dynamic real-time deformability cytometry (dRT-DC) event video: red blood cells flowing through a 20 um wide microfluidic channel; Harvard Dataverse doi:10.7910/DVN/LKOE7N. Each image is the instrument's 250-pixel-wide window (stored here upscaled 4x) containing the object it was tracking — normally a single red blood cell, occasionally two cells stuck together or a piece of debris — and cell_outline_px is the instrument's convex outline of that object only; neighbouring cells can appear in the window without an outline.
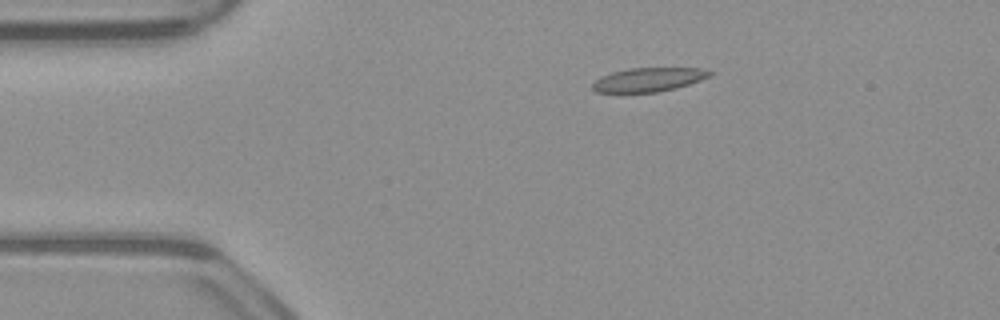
{"species": "common noctule bat (a hibernating species)", "species_latin": "Nyctalus noctula", "temperature_condition": "warm", "stored_images_in_passage": 53, "camera_frame_rate_fps": 3000, "um_per_image_px": 0.085, "animal": {"sex": "male", "body_mass_g": 23.1, "forearm_length_mm": 52.7}, "frame": {"image": 1, "passage_image": 10, "time_ms": 3.0, "image_size_px": [1000, 320], "cell_outline_px": [[712, 76], [676, 88], [656, 92], [620, 96], [596, 92], [592, 88], [592, 84], [600, 76], [612, 72], [628, 68], [700, 68], [712, 72]], "centroid_in_image_um": [55.01, 6.82], "position_along_channel_um": 30.0, "area_um2": 17.11}}
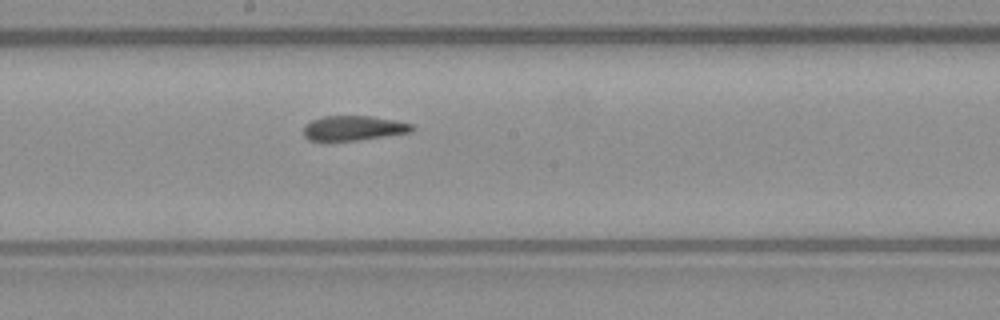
{"frame": {"image": 2, "passage_image": 28, "time_ms": 9.0, "image_size_px": [1000, 320], "cell_outline_px": [[412, 132], [356, 140], [308, 140], [304, 136], [304, 124], [312, 120], [324, 116], [372, 116], [412, 124]], "centroid_in_image_um": [30.01, 10.88], "position_along_channel_um": 218.2, "area_um2": 15.37}}
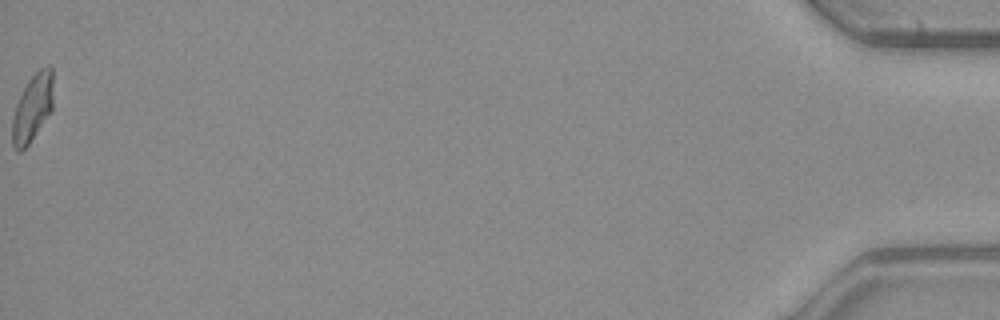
{"frame": {"image": 3, "passage_image": 53, "time_ms": 17.333, "image_size_px": [1000, 320], "cell_outline_px": [[52, 108], [28, 144], [20, 152], [16, 152], [12, 144], [12, 116], [16, 104], [28, 80], [40, 68], [48, 64], [52, 68]], "centroid_in_image_um": [2.73, 9.15], "position_along_channel_um": 432.5, "area_um2": 15.78}, "authors_computed_cell_mechanics": {"area_um2": 16.473, "velocity_mm_per_s": 3.9319, "shape_relaxation_time_tau1_ms": null, "shape_relaxation_time_tau2_ms": 2.2758, "deformation_change_tau1": null, "deformation_change_tau2": 0.0906}}